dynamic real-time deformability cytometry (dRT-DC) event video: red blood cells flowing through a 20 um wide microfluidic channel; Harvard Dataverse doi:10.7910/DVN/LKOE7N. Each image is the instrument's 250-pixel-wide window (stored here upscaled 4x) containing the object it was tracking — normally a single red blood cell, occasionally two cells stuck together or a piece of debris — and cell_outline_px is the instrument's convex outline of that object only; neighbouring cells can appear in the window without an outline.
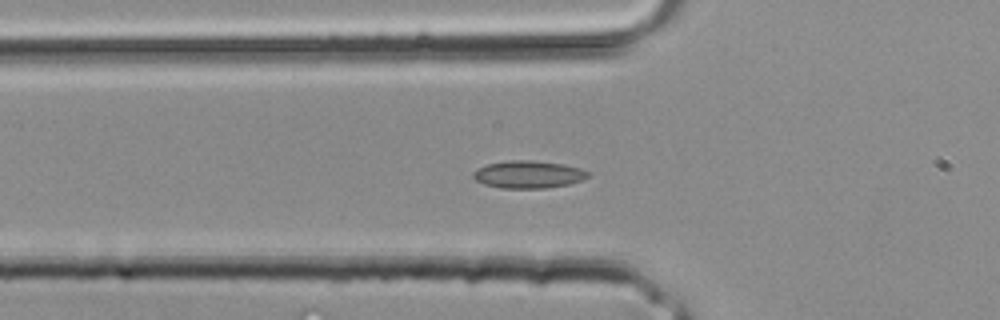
{"species": "common noctule bat (a hibernating species)", "species_latin": "Nyctalus noctula", "temperature_condition": "room temperature", "stored_images_in_passage": 29, "camera_frame_rate_fps": 3000, "um_per_image_px": 0.085, "animal": {"sex": "male", "body_mass_g": 20.4}, "frame": {"image": 1, "passage_image": 6, "time_ms": 1.667, "image_size_px": [1000, 320], "cell_outline_px": [[588, 176], [584, 180], [568, 184], [544, 188], [500, 188], [484, 184], [476, 180], [472, 176], [472, 172], [488, 164], [508, 160], [532, 160], [564, 164], [580, 168], [588, 172]], "centroid_in_image_um": [44.91, 14.82], "position_along_channel_um": 80.9, "area_um2": 18.32}}
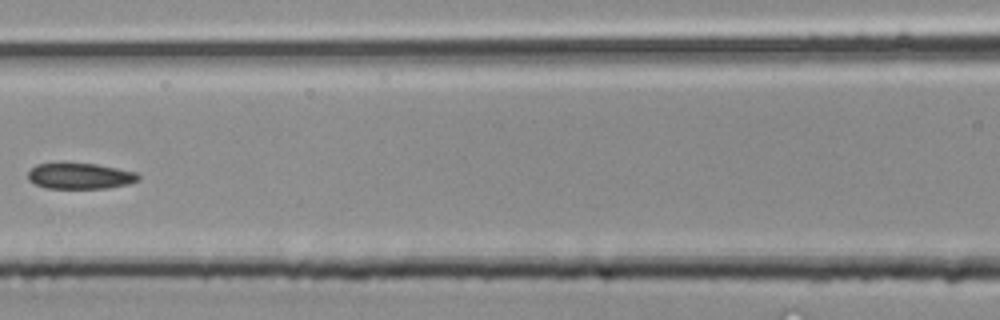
{"frame": {"image": 2, "passage_image": 10, "time_ms": 3.0, "image_size_px": [1000, 320], "cell_outline_px": [[140, 180], [128, 184], [108, 188], [48, 188], [36, 184], [28, 180], [28, 172], [36, 164], [60, 160], [96, 164], [136, 172], [140, 176]], "centroid_in_image_um": [6.76, 14.91], "position_along_channel_um": 159.8, "area_um2": 17.28}}
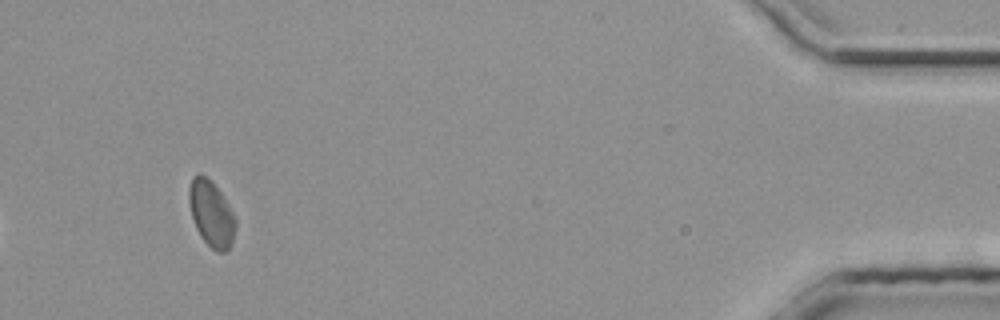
{"frame": {"image": 3, "passage_image": 27, "time_ms": 8.667, "image_size_px": [1000, 320], "cell_outline_px": [[236, 228], [232, 244], [224, 252], [216, 252], [200, 236], [196, 228], [192, 216], [188, 200], [188, 188], [192, 176], [196, 172], [200, 172], [220, 192], [232, 212], [236, 220]], "centroid_in_image_um": [17.94, 18.16], "position_along_channel_um": 417.3, "area_um2": 17.74}}